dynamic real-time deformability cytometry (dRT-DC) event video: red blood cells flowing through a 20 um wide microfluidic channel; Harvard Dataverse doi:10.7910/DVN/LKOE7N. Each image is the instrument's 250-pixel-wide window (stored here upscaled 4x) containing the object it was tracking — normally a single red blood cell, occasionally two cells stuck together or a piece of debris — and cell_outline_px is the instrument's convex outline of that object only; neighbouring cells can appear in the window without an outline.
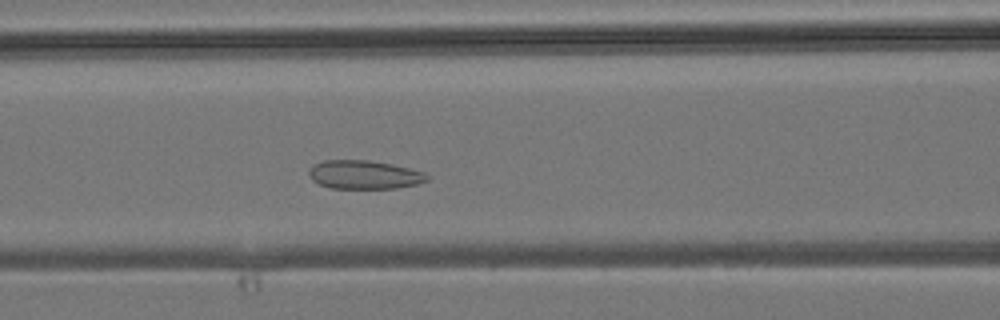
{"species": "common noctule bat (a hibernating species)", "species_latin": "Nyctalus noctula", "temperature_condition": "room temperature", "stored_images_in_passage": 41, "camera_frame_rate_fps": 3000, "um_per_image_px": 0.085, "animal": {"sex": "male", "body_mass_g": 19.2, "forearm_length_mm": 51.8}, "frame": {"image": 1, "passage_image": 14, "time_ms": 4.333, "image_size_px": [1000, 320], "cell_outline_px": [[428, 180], [416, 184], [396, 188], [332, 188], [320, 184], [312, 180], [308, 172], [308, 168], [312, 164], [324, 160], [368, 160], [408, 168], [424, 172], [428, 176]], "centroid_in_image_um": [30.91, 14.84], "position_along_channel_um": 135.7, "area_um2": 19.54}}
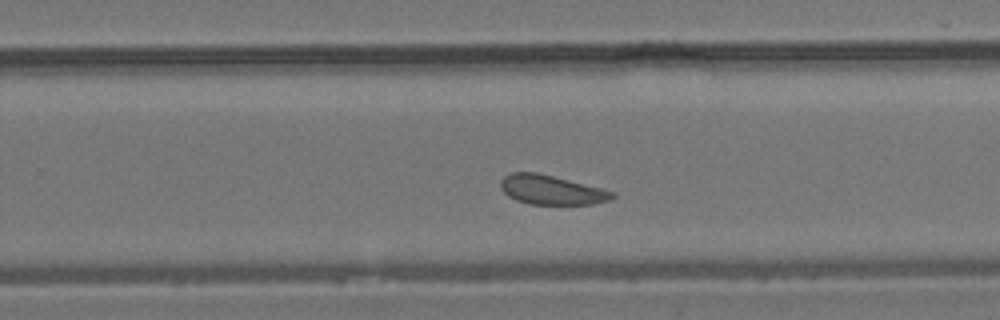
{"frame": {"image": 2, "passage_image": 24, "time_ms": 7.667, "image_size_px": [1000, 320], "cell_outline_px": [[616, 196], [608, 200], [592, 204], [532, 204], [516, 200], [508, 196], [500, 188], [500, 180], [504, 176], [512, 172], [536, 172], [616, 192]], "centroid_in_image_um": [46.84, 16.14], "position_along_channel_um": 283.0, "area_um2": 18.9}}
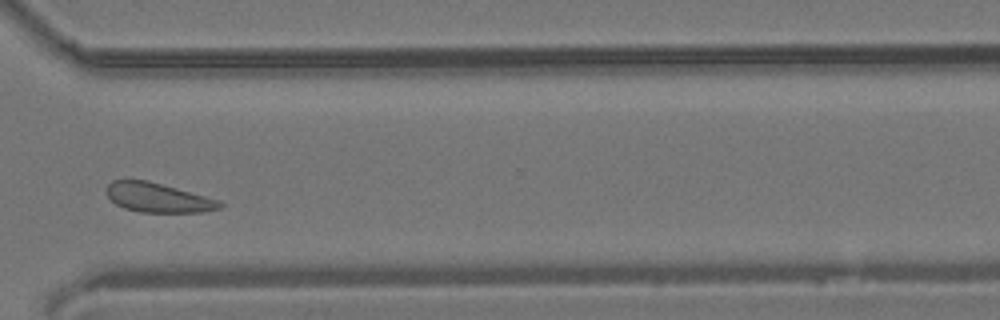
{"frame": {"image": 3, "passage_image": 29, "time_ms": 9.333, "image_size_px": [1000, 320], "cell_outline_px": [[224, 204], [220, 208], [204, 212], [140, 212], [124, 208], [116, 204], [108, 196], [108, 184], [112, 180], [148, 180], [220, 200]], "centroid_in_image_um": [13.46, 16.8], "position_along_channel_um": 357.1, "area_um2": 19.25}}